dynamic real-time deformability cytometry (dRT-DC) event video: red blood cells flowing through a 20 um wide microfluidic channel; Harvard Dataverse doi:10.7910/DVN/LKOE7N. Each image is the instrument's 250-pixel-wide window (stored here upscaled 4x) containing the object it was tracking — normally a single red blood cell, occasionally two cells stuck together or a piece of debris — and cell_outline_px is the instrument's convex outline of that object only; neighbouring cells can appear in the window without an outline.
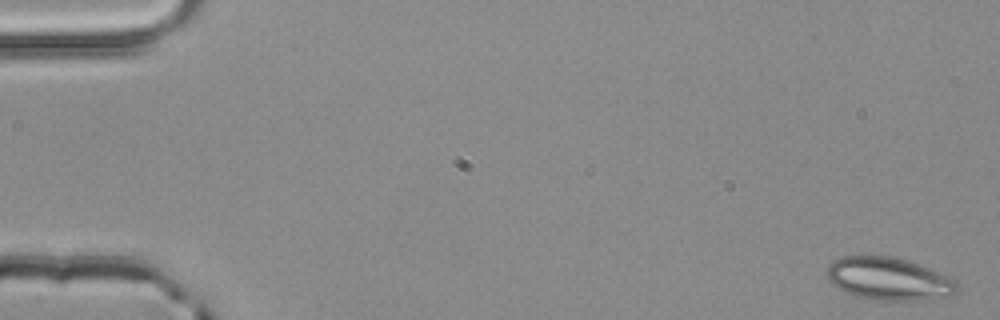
{"species": "common noctule bat (a hibernating species)", "species_latin": "Nyctalus noctula", "temperature_condition": "room temperature", "stored_images_in_passage": 5, "camera_frame_rate_fps": 3000, "um_per_image_px": 0.085, "animal": {"sex": "male", "body_mass_g": 20.4}, "frame": {"image": 1, "passage_image": 1, "time_ms": 0.0, "image_size_px": [1000, 320], "cell_outline_px": [[956, 292], [952, 296], [916, 300], [876, 300], [860, 296], [848, 292], [832, 284], [828, 280], [828, 264], [844, 256], [892, 256], [908, 260], [948, 276], [956, 280]], "centroid_in_image_um": [75.56, 23.69], "position_along_channel_um": 9.4, "area_um2": 31.91}}